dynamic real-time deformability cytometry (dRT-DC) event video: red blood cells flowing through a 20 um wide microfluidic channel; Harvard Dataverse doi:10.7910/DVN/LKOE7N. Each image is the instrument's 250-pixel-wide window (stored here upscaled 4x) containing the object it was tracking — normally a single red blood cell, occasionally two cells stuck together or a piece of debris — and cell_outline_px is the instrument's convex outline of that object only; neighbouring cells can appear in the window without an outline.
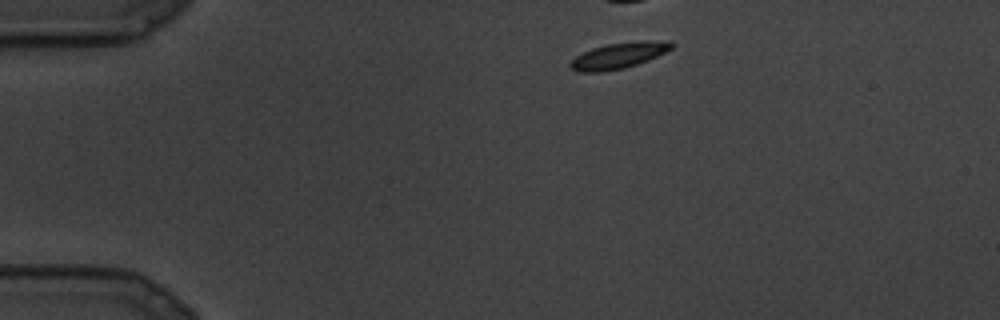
{"species": "common noctule bat (a hibernating species)", "species_latin": "Nyctalus noctula", "temperature_condition": "cold", "stored_images_in_passage": 17, "camera_frame_rate_fps": 3000, "um_per_image_px": 0.085, "animal": {"sex": "male", "body_mass_g": 19.5, "forearm_length_mm": 54.6}, "frame": {"image": 1, "passage_image": 1, "time_ms": 0.0, "image_size_px": [1000, 320], "cell_outline_px": [[676, 44], [672, 48], [648, 60], [624, 68], [600, 72], [576, 72], [568, 64], [576, 56], [592, 48], [608, 44], [644, 40], [672, 40]], "centroid_in_image_um": [52.62, 4.71], "position_along_channel_um": 32.4, "area_um2": 15.32}}